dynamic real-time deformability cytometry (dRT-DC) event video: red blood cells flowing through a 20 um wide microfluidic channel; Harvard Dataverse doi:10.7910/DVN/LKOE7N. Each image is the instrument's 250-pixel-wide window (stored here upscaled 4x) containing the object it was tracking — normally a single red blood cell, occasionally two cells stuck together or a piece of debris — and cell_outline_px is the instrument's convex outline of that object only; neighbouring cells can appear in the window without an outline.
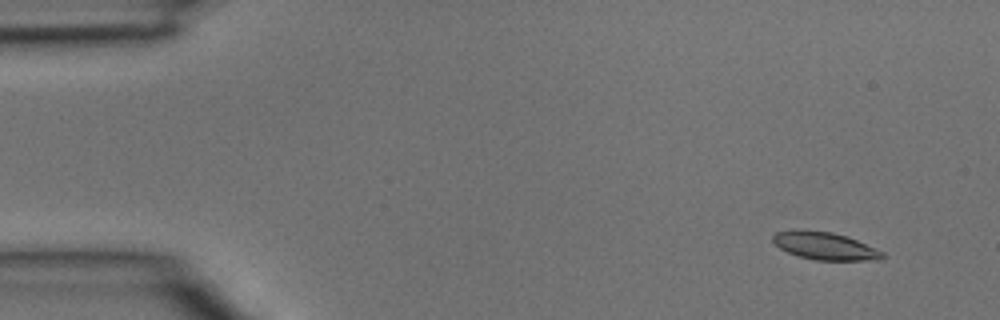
{"species": "common noctule bat (a hibernating species)", "species_latin": "Nyctalus noctula", "temperature_condition": "room temperature", "stored_images_in_passage": 3, "camera_frame_rate_fps": 3000, "um_per_image_px": 0.085, "animal": {"sex": "male", "body_mass_g": 15.6}, "frame": {"image": 1, "passage_image": 3, "time_ms": 0.667, "image_size_px": [1000, 320], "cell_outline_px": [[884, 256], [880, 260], [816, 260], [800, 256], [788, 252], [780, 248], [772, 240], [772, 236], [776, 232], [832, 232], [848, 236], [876, 248], [884, 252]], "centroid_in_image_um": [70.21, 20.94], "position_along_channel_um": 14.8, "area_um2": 16.99}}